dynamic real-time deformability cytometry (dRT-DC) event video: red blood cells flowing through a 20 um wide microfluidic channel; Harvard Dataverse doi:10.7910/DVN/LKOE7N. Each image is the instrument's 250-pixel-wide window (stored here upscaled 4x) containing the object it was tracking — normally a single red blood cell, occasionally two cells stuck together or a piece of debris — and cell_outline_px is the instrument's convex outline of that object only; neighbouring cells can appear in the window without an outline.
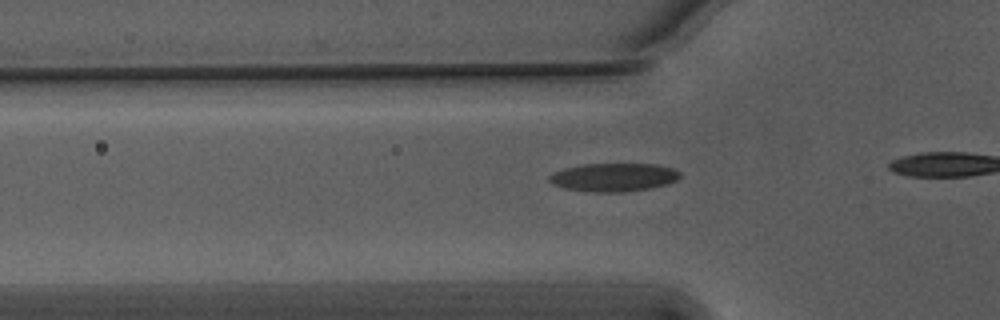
{"species": "Egyptian fruit bat (a non-hibernating species)", "species_latin": "Rousettus aegyptiacus", "temperature_condition": "warm", "stored_images_in_passage": 8, "camera_frame_rate_fps": 3000, "um_per_image_px": 0.085, "animal": {"sex": "male"}, "frame": {"image": 1, "passage_image": 3, "time_ms": 0.667, "image_size_px": [1000, 320], "cell_outline_px": [[680, 176], [676, 180], [668, 184], [648, 188], [620, 192], [592, 192], [564, 188], [552, 184], [548, 180], [548, 176], [552, 172], [564, 168], [584, 164], [656, 164], [672, 168], [680, 172]], "centroid_in_image_um": [52.12, 15.06], "position_along_channel_um": 73.7, "area_um2": 21.56}}
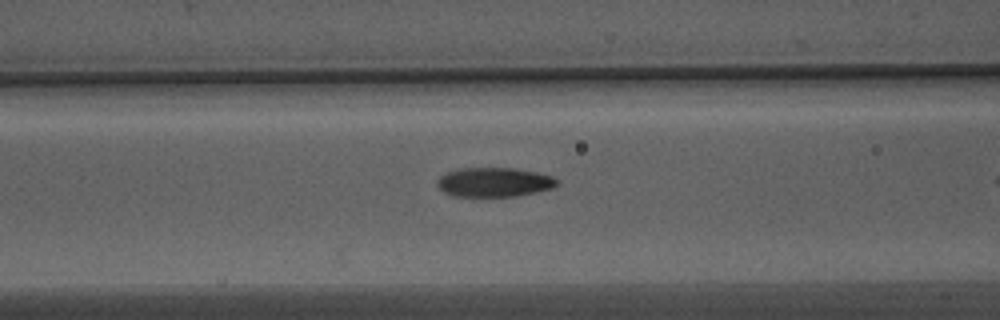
{"frame": {"image": 2, "passage_image": 7, "time_ms": 2.0, "image_size_px": [1000, 320], "cell_outline_px": [[556, 184], [552, 188], [536, 192], [516, 196], [452, 196], [444, 192], [436, 184], [436, 180], [440, 176], [448, 172], [464, 168], [512, 168], [536, 172], [552, 176], [556, 180]], "centroid_in_image_um": [41.97, 15.49], "position_along_channel_um": 124.6, "area_um2": 20.23}}